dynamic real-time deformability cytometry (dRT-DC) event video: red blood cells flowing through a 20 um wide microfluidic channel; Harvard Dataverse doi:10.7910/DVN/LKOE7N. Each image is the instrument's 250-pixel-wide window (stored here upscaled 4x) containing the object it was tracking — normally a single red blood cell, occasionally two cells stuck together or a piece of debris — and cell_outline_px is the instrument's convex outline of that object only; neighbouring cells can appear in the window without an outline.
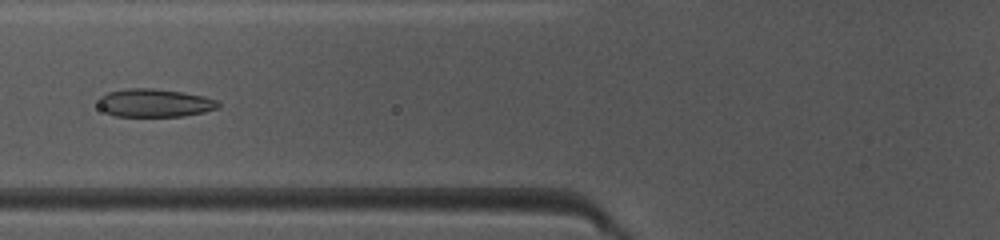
{"species": "common noctule bat (a hibernating species)", "species_latin": "Nyctalus noctula", "temperature_condition": "warm", "stored_images_in_passage": 35, "camera_frame_rate_fps": 3000, "um_per_image_px": 0.085, "animal": {"sex": "female", "body_mass_g": 10.0, "forearm_length_mm": 53.1}, "frame": {"image": 1, "passage_image": 6, "time_ms": 1.667, "image_size_px": [1000, 240], "cell_outline_px": [[220, 108], [204, 112], [184, 116], [116, 116], [100, 108], [100, 96], [108, 92], [128, 88], [152, 88], [180, 92], [204, 96], [220, 100]], "centroid_in_image_um": [13.21, 8.75], "position_along_channel_um": 112.6, "area_um2": 19.59}}
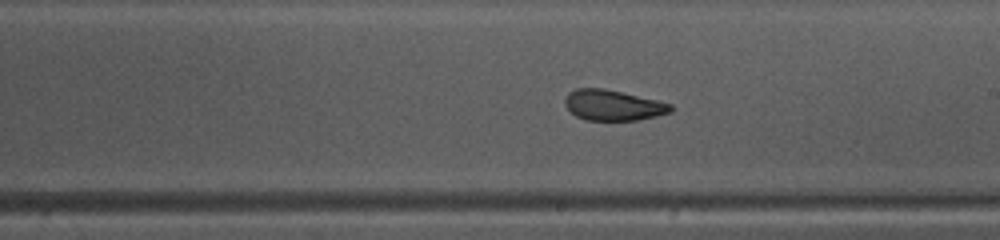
{"frame": {"image": 2, "passage_image": 15, "time_ms": 4.667, "image_size_px": [1000, 240], "cell_outline_px": [[672, 112], [656, 116], [636, 120], [584, 120], [576, 116], [564, 104], [564, 100], [568, 92], [576, 88], [604, 88], [656, 100], [672, 104]], "centroid_in_image_um": [52.08, 8.94], "position_along_channel_um": 236.9, "area_um2": 18.79}}
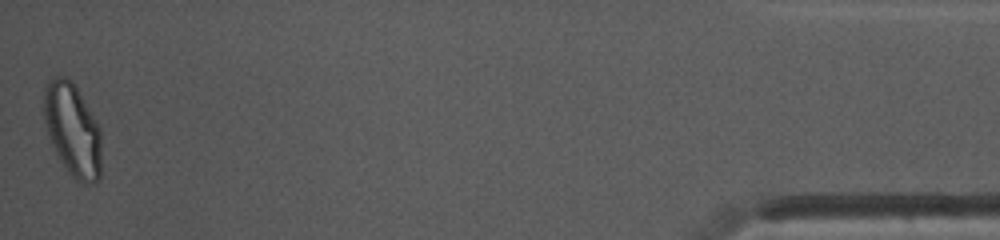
{"frame": {"image": 3, "passage_image": 35, "time_ms": 11.333, "image_size_px": [1000, 240], "cell_outline_px": [[100, 176], [96, 184], [84, 184], [76, 180], [68, 172], [56, 152], [48, 132], [44, 120], [44, 88], [48, 80], [56, 76], [64, 76], [72, 80], [100, 128]], "centroid_in_image_um": [6.17, 11.03], "position_along_channel_um": 429.0, "area_um2": 30.87}, "authors_computed_cell_mechanics": {"area_um2": 20.1722, "velocity_mm_per_s": 4.1261, "shape_relaxation_time_tau1_ms": 2.6862, "shape_relaxation_time_tau2_ms": 1.025, "deformation_change_tau1": 0.1382, "deformation_change_tau2": 0.0703}}